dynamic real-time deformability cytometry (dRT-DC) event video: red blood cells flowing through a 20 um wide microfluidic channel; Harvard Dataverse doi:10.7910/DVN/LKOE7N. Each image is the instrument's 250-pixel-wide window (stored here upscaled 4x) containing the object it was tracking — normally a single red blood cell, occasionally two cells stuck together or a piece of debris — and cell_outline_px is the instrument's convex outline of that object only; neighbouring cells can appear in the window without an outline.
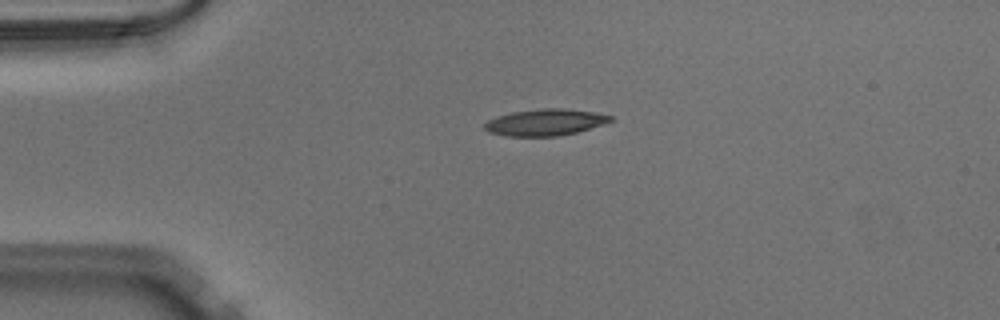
{"species": "Egyptian fruit bat (a non-hibernating species)", "species_latin": "Rousettus aegyptiacus", "temperature_condition": "warm", "stored_images_in_passage": 40, "camera_frame_rate_fps": 3000, "um_per_image_px": 0.085, "animal": {"sex": "male"}, "frame": {"image": 1, "passage_image": 1, "time_ms": 0.0, "image_size_px": [1000, 320], "cell_outline_px": [[612, 120], [604, 124], [576, 132], [556, 136], [504, 136], [488, 132], [484, 128], [484, 124], [488, 120], [512, 112], [544, 108], [560, 108], [592, 112], [612, 116]], "centroid_in_image_um": [46.31, 10.4], "position_along_channel_um": 38.7, "area_um2": 19.19}}
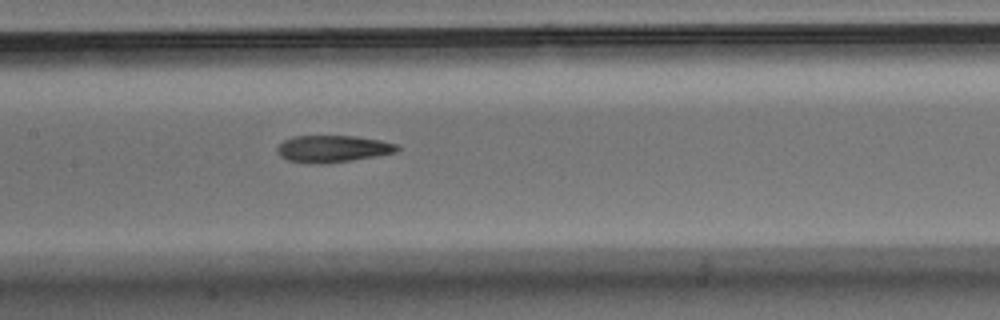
{"frame": {"image": 2, "passage_image": 14, "time_ms": 4.333, "image_size_px": [1000, 320], "cell_outline_px": [[400, 148], [396, 152], [376, 156], [328, 164], [304, 164], [288, 160], [280, 156], [276, 152], [276, 148], [284, 140], [292, 136], [352, 136], [380, 140], [396, 144]], "centroid_in_image_um": [28.23, 12.66], "position_along_channel_um": 179.2, "area_um2": 19.02}}
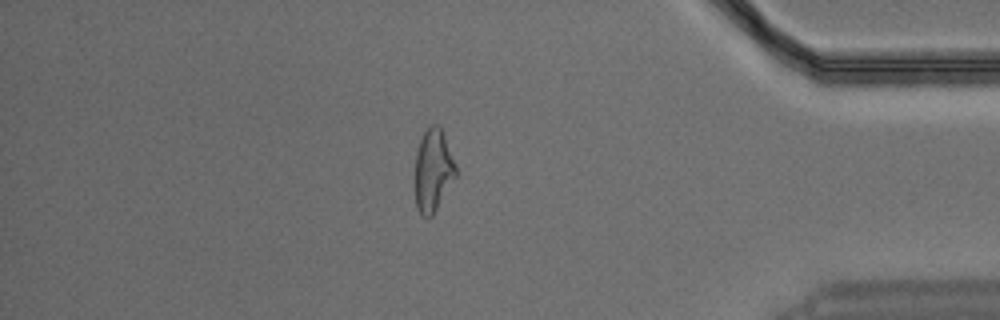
{"frame": {"image": 3, "passage_image": 33, "time_ms": 10.667, "image_size_px": [1000, 320], "cell_outline_px": [[456, 176], [432, 216], [420, 216], [416, 208], [412, 180], [416, 152], [420, 140], [428, 124], [440, 124], [444, 132], [456, 164]], "centroid_in_image_um": [36.76, 14.46], "position_along_channel_um": 398.4, "area_um2": 20.52}}